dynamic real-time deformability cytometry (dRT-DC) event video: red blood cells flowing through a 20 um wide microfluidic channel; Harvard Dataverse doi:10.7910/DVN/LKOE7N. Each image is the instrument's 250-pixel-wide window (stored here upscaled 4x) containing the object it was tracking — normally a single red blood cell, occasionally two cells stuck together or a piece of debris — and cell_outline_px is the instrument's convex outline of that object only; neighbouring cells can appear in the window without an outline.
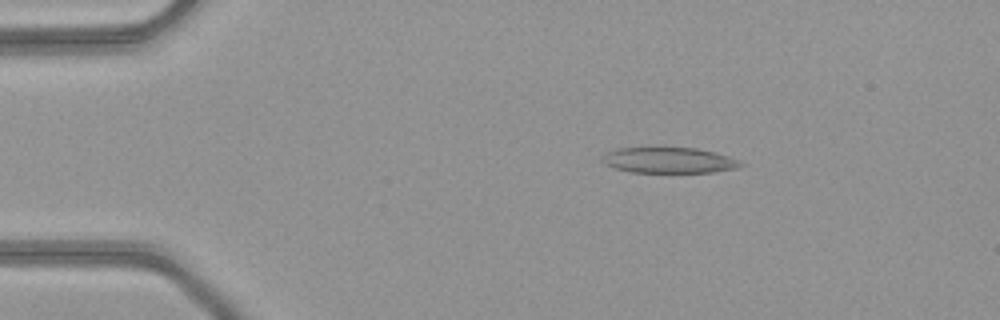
{"species": "common noctule bat (a hibernating species)", "species_latin": "Nyctalus noctula", "temperature_condition": "warm", "stored_images_in_passage": 50, "camera_frame_rate_fps": 3000, "um_per_image_px": 0.085, "animal": {"sex": "female", "body_mass_g": 21.9}, "frame": {"image": 1, "passage_image": 9, "time_ms": 2.667, "image_size_px": [1000, 320], "cell_outline_px": [[744, 164], [736, 168], [716, 172], [628, 172], [604, 164], [600, 160], [600, 156], [604, 152], [616, 148], [696, 148], [716, 152], [740, 160]], "centroid_in_image_um": [56.82, 13.62], "position_along_channel_um": 28.2, "area_um2": 20.92}}
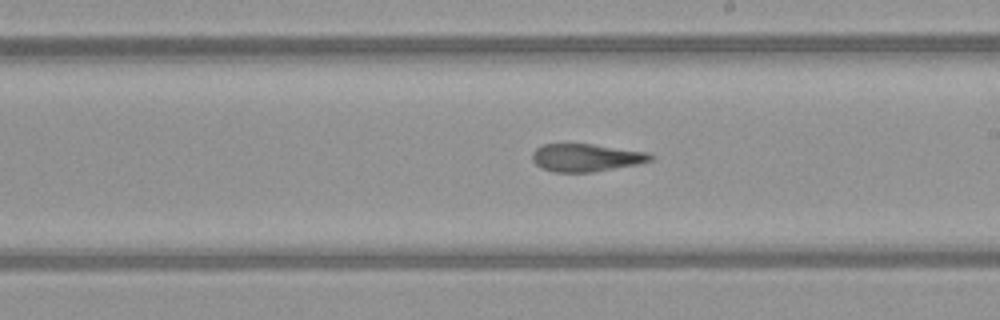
{"frame": {"image": 2, "passage_image": 29, "time_ms": 9.333, "image_size_px": [1000, 320], "cell_outline_px": [[656, 156], [652, 160], [636, 164], [592, 172], [552, 172], [540, 168], [532, 160], [532, 152], [536, 148], [544, 144], [592, 144], [648, 152]], "centroid_in_image_um": [49.8, 13.4], "position_along_channel_um": 239.2, "area_um2": 19.13}}
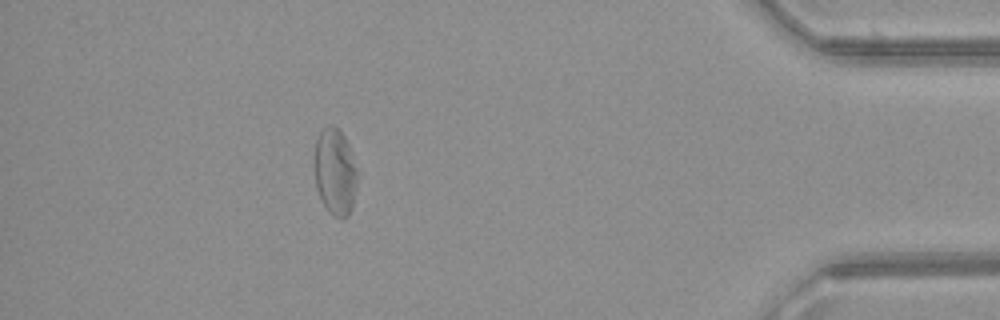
{"frame": {"image": 3, "passage_image": 45, "time_ms": 14.667, "image_size_px": [1000, 320], "cell_outline_px": [[360, 176], [352, 208], [348, 216], [344, 220], [328, 212], [316, 188], [312, 160], [316, 140], [320, 132], [328, 124], [332, 124], [340, 128], [348, 144], [360, 172]], "centroid_in_image_um": [28.5, 14.59], "position_along_channel_um": 406.7, "area_um2": 22.77}, "authors_computed_cell_mechanics": {"area_um2": 21.4438, "velocity_mm_per_s": 4.1112, "shape_relaxation_time_tau1_ms": null, "shape_relaxation_time_tau2_ms": 2.7177, "deformation_change_tau1": null, "deformation_change_tau2": 0.1247}}